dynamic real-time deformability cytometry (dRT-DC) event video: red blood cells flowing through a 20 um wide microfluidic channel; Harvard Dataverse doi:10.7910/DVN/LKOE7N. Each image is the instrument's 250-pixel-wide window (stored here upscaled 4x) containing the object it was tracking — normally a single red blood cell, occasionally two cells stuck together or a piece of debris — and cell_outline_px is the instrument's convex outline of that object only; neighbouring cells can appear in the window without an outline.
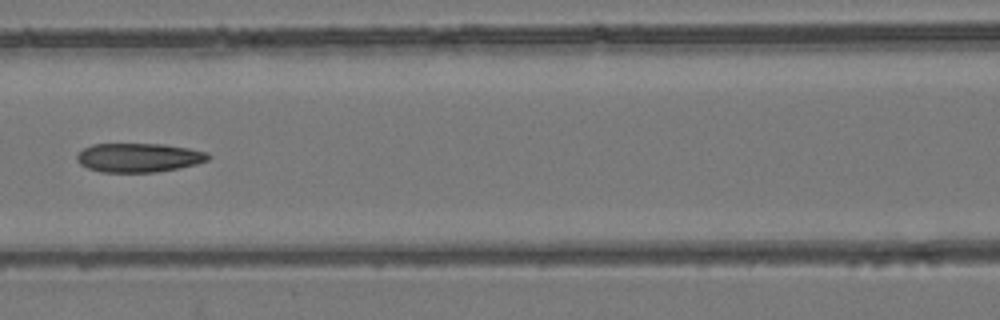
{"species": "common noctule bat (a hibernating species)", "species_latin": "Nyctalus noctula", "temperature_condition": "room temperature", "stored_images_in_passage": 7, "camera_frame_rate_fps": 3000, "um_per_image_px": 0.085, "animal": {"sex": "female", "body_mass_g": 24.6, "forearm_length_mm": 56.2}, "frame": {"image": 1, "passage_image": 6, "time_ms": 6.667, "image_size_px": [1000, 320], "cell_outline_px": [[212, 156], [208, 160], [196, 164], [156, 172], [100, 172], [88, 168], [80, 164], [76, 160], [76, 156], [84, 148], [92, 144], [164, 144], [188, 148], [208, 152]], "centroid_in_image_um": [11.8, 13.39], "position_along_channel_um": 154.8, "area_um2": 22.2}}
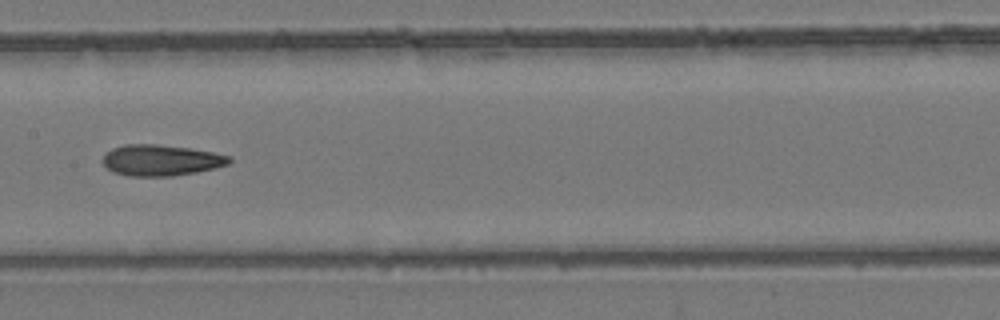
{"frame": {"image": 2, "passage_image": 7, "time_ms": 7.667, "image_size_px": [1000, 320], "cell_outline_px": [[232, 160], [228, 164], [216, 168], [196, 172], [172, 176], [128, 176], [112, 172], [104, 164], [104, 152], [112, 148], [124, 144], [156, 144], [188, 148], [212, 152], [232, 156]], "centroid_in_image_um": [13.68, 13.62], "position_along_channel_um": 193.7, "area_um2": 22.95}}